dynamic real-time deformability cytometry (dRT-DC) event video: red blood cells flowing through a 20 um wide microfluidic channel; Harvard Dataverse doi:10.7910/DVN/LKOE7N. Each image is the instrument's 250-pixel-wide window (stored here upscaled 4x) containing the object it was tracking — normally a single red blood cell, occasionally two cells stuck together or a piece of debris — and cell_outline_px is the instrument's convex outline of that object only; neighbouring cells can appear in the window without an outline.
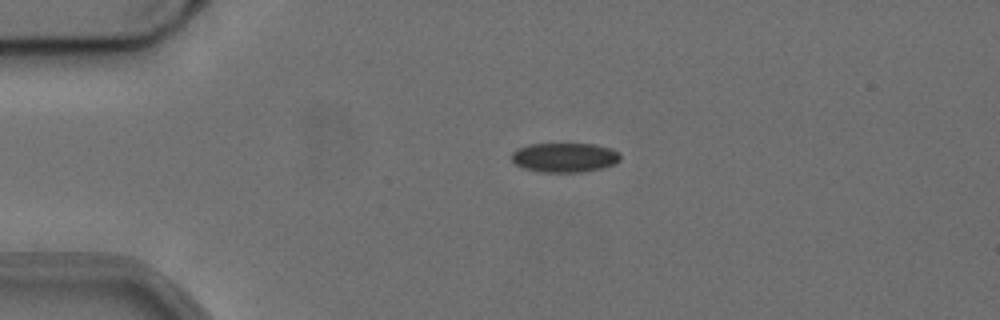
{"species": "common noctule bat (a hibernating species)", "species_latin": "Nyctalus noctula", "temperature_condition": "cold", "stored_images_in_passage": 43, "camera_frame_rate_fps": 3000, "um_per_image_px": 0.085, "animal": {"sex": "female", "body_mass_g": 24.6, "forearm_length_mm": 56.2}, "frame": {"image": 1, "passage_image": 1, "time_ms": 0.0, "image_size_px": [1000, 320], "cell_outline_px": [[620, 160], [616, 164], [584, 172], [536, 172], [524, 168], [516, 164], [512, 160], [512, 152], [516, 148], [528, 144], [596, 144], [612, 148], [620, 152]], "centroid_in_image_um": [48.0, 13.38], "position_along_channel_um": 37.0, "area_um2": 18.9}}
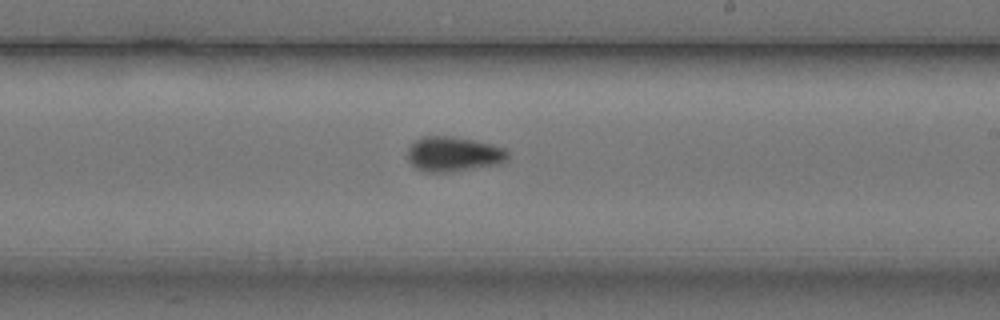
{"frame": {"image": 2, "passage_image": 21, "time_ms": 6.667, "image_size_px": [1000, 320], "cell_outline_px": [[508, 160], [500, 164], [452, 172], [424, 172], [416, 168], [408, 160], [408, 148], [420, 136], [452, 136], [492, 144], [504, 148], [508, 152]], "centroid_in_image_um": [38.55, 13.11], "position_along_channel_um": 250.4, "area_um2": 20.52}}
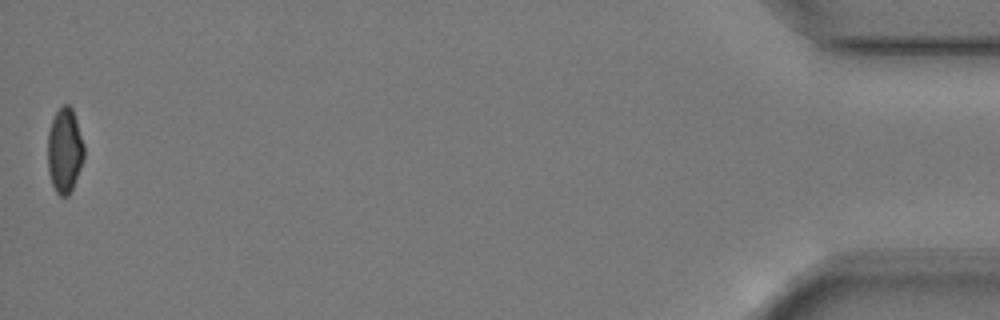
{"frame": {"image": 3, "passage_image": 43, "time_ms": 14.0, "image_size_px": [1000, 320], "cell_outline_px": [[84, 156], [80, 168], [72, 188], [68, 196], [60, 196], [56, 192], [52, 184], [48, 172], [48, 132], [52, 120], [56, 112], [64, 104], [68, 104], [72, 108], [84, 144]], "centroid_in_image_um": [5.49, 12.79], "position_along_channel_um": 429.7, "area_um2": 17.8}, "authors_computed_cell_mechanics": {"area_um2": 19.3052, "velocity_mm_per_s": 3.754, "shape_relaxation_time_tau1_ms": 4.2467, "shape_relaxation_time_tau2_ms": null, "deformation_change_tau1": 0.1009, "deformation_change_tau2": null}}